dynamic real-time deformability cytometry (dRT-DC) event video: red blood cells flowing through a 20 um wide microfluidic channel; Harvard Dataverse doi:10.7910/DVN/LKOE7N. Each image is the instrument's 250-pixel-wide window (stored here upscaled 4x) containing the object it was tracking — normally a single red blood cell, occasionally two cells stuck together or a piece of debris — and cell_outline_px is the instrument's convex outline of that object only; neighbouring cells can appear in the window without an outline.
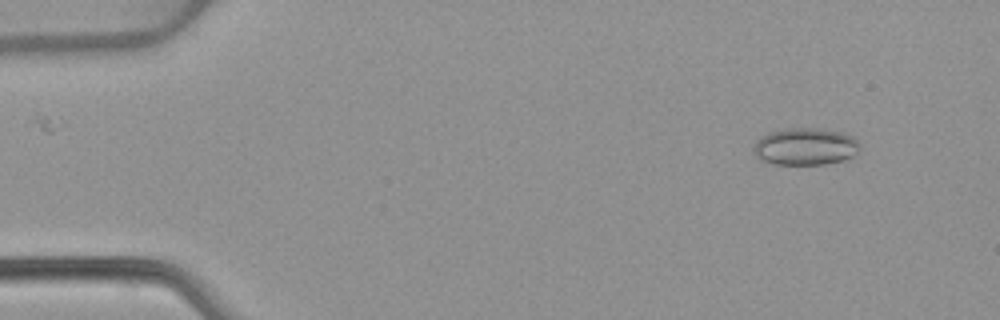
{"species": "common noctule bat (a hibernating species)", "species_latin": "Nyctalus noctula", "temperature_condition": "warm", "stored_images_in_passage": 52, "camera_frame_rate_fps": 3000, "um_per_image_px": 0.085, "animal": {"sex": "female", "body_mass_g": 22.7, "forearm_length_mm": 54.2}, "frame": {"image": 1, "passage_image": 5, "time_ms": 1.333, "image_size_px": [1000, 320], "cell_outline_px": [[860, 148], [852, 156], [844, 160], [824, 164], [772, 164], [760, 160], [752, 152], [752, 148], [756, 140], [760, 136], [768, 132], [784, 128], [820, 128], [844, 132], [852, 136], [860, 144]], "centroid_in_image_um": [68.41, 12.44], "position_along_channel_um": 16.6, "area_um2": 23.41}}
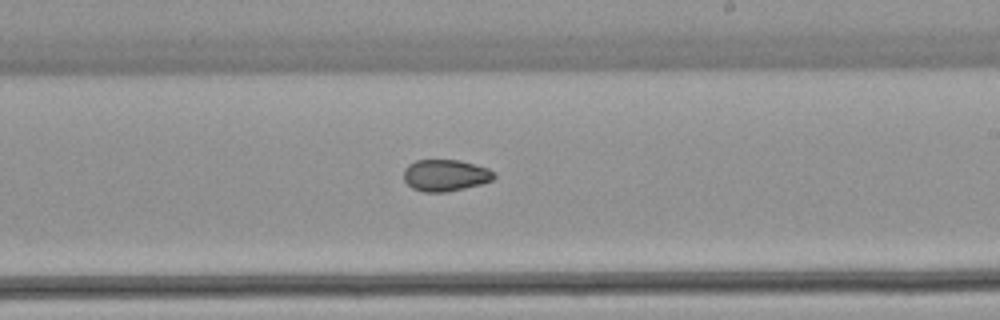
{"frame": {"image": 2, "passage_image": 31, "time_ms": 10.0, "image_size_px": [1000, 320], "cell_outline_px": [[496, 176], [492, 180], [480, 184], [448, 192], [424, 192], [412, 188], [404, 180], [404, 168], [408, 164], [416, 160], [460, 160], [488, 168], [496, 172]], "centroid_in_image_um": [37.86, 14.9], "position_along_channel_um": 251.1, "area_um2": 16.76}}
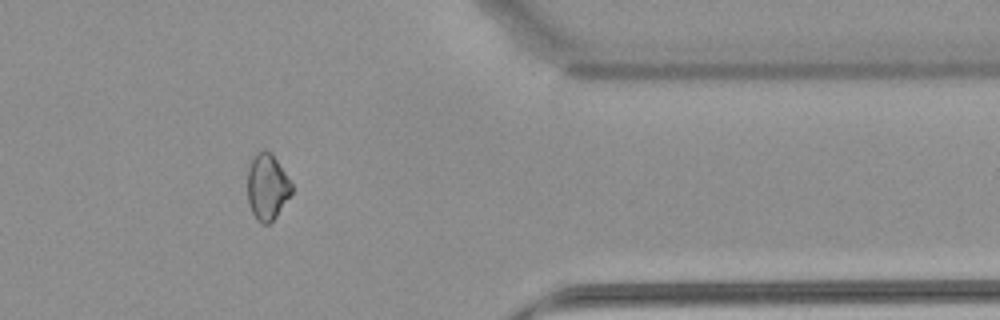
{"frame": {"image": 3, "passage_image": 43, "time_ms": 14.0, "image_size_px": [1000, 320], "cell_outline_px": [[292, 192], [276, 216], [268, 224], [260, 224], [256, 220], [248, 204], [248, 168], [256, 152], [264, 148], [276, 160], [292, 184]], "centroid_in_image_um": [22.69, 15.91], "position_along_channel_um": 388.7, "area_um2": 16.76}, "authors_computed_cell_mechanics": {"area_um2": 18.5827, "velocity_mm_per_s": 3.8992, "shape_relaxation_time_tau1_ms": null, "shape_relaxation_time_tau2_ms": 2.0787, "deformation_change_tau1": null, "deformation_change_tau2": 0.0534}}